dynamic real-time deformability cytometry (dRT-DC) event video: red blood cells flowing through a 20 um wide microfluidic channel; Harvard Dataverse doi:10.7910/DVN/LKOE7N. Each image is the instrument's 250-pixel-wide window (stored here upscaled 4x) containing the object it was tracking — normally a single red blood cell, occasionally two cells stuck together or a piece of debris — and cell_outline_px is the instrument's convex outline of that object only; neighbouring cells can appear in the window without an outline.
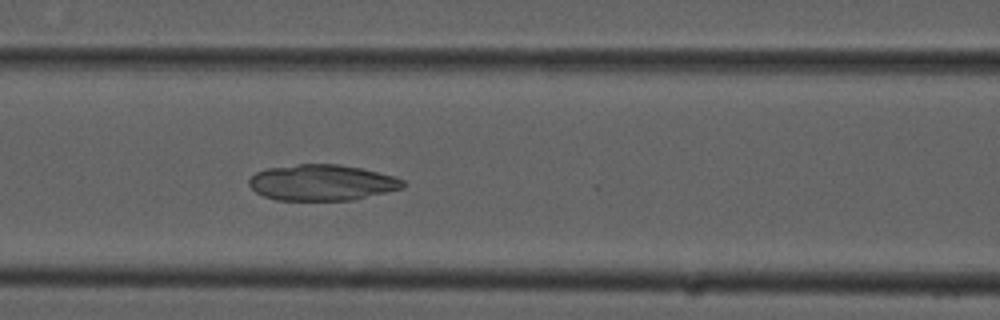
{"species": "common noctule bat (a hibernating species)", "species_latin": "Nyctalus noctula", "temperature_condition": "cold", "stored_images_in_passage": 45, "camera_frame_rate_fps": 3000, "um_per_image_px": 0.085, "animal": {"sex": "male", "forearm_length_mm": 52.5}, "frame": {"image": 1, "passage_image": 14, "time_ms": 4.333, "image_size_px": [1000, 320], "cell_outline_px": [[408, 184], [404, 188], [352, 200], [276, 200], [264, 196], [256, 192], [248, 184], [248, 180], [256, 172], [268, 168], [296, 164], [336, 164], [360, 168], [392, 176], [404, 180]], "centroid_in_image_um": [27.36, 15.52], "position_along_channel_um": 139.2, "area_um2": 32.19}}
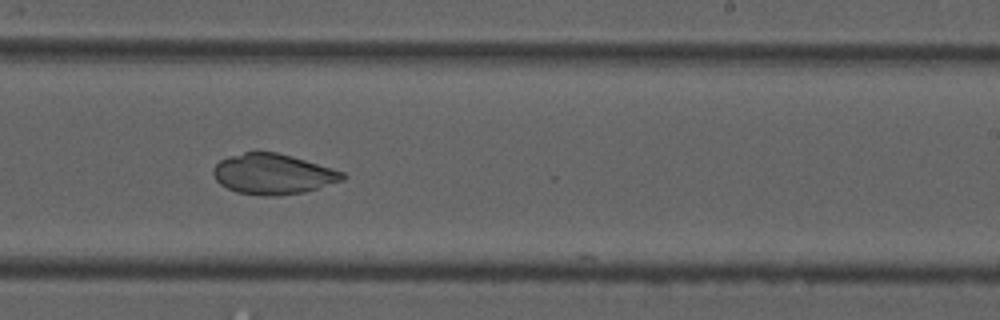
{"frame": {"image": 2, "passage_image": 24, "time_ms": 7.667, "image_size_px": [1000, 320], "cell_outline_px": [[348, 176], [344, 180], [304, 192], [276, 196], [268, 196], [236, 192], [220, 184], [216, 180], [212, 172], [212, 168], [220, 160], [228, 156], [256, 148], [276, 152], [292, 156], [344, 172]], "centroid_in_image_um": [23.17, 14.76], "position_along_channel_um": 265.8, "area_um2": 30.92}}
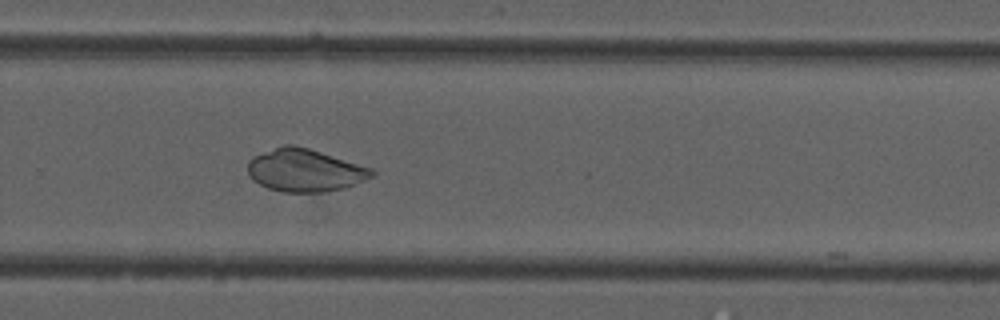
{"frame": {"image": 3, "passage_image": 27, "time_ms": 8.667, "image_size_px": [1000, 320], "cell_outline_px": [[376, 172], [372, 176], [364, 180], [344, 188], [328, 192], [284, 192], [268, 188], [252, 180], [248, 172], [248, 160], [252, 156], [284, 144], [292, 144], [308, 148], [372, 168]], "centroid_in_image_um": [25.89, 14.47], "position_along_channel_um": 303.9, "area_um2": 30.81}}